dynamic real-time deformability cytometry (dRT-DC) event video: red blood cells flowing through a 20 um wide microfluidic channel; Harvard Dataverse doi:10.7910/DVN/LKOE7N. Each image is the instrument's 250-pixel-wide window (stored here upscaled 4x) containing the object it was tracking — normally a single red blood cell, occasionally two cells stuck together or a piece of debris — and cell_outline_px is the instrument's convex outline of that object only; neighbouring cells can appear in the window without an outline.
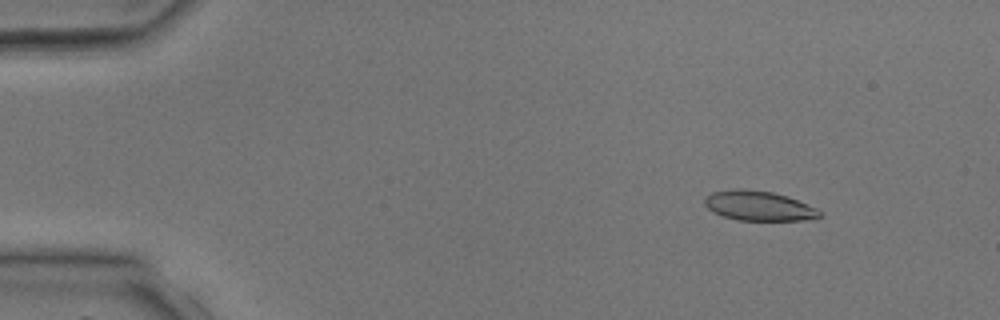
{"species": "common noctule bat (a hibernating species)", "species_latin": "Nyctalus noctula", "temperature_condition": "room temperature", "stored_images_in_passage": 4, "camera_frame_rate_fps": 3000, "um_per_image_px": 0.085, "animal": {"sex": "male", "body_mass_g": 17.9, "forearm_length_mm": 54.2}, "frame": {"image": 1, "passage_image": 2, "time_ms": 1.0, "image_size_px": [1000, 320], "cell_outline_px": [[820, 216], [804, 220], [736, 220], [712, 212], [704, 204], [704, 200], [712, 192], [740, 188], [772, 192], [788, 196], [816, 208], [820, 212]], "centroid_in_image_um": [64.46, 17.49], "position_along_channel_um": 20.5, "area_um2": 19.71}}
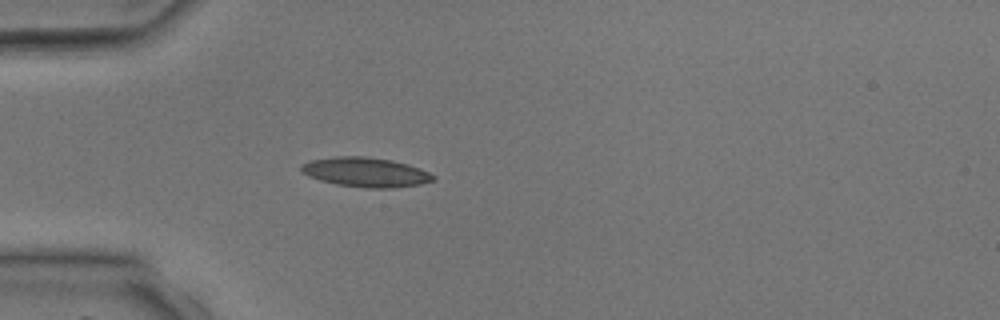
{"frame": {"image": 2, "passage_image": 4, "time_ms": 3.333, "image_size_px": [1000, 320], "cell_outline_px": [[436, 180], [420, 184], [392, 188], [368, 188], [336, 184], [320, 180], [308, 176], [300, 172], [300, 164], [312, 160], [332, 156], [368, 156], [392, 160], [408, 164], [420, 168], [436, 176]], "centroid_in_image_um": [31.07, 14.63], "position_along_channel_um": 53.9, "area_um2": 22.95}}